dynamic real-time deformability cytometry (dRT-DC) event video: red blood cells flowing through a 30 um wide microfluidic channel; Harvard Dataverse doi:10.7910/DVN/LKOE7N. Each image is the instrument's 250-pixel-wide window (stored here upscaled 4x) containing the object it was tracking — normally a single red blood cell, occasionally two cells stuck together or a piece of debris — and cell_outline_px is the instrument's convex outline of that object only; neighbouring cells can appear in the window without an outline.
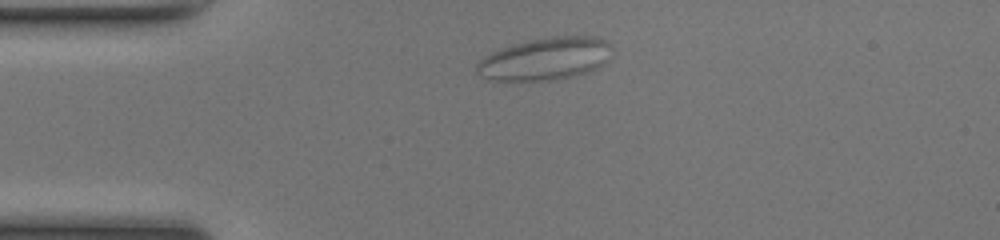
{"species": "common noctule bat (a hibernating species)", "species_latin": "Nyctalus noctula", "temperature_condition": "room temperature", "stored_images_in_passage": 42, "camera_frame_rate_fps": 3000, "um_per_image_px": 0.085, "animal": {"sex": "female", "body_mass_g": 17.0, "forearm_length_mm": 48.0}, "frame": {"image": 1, "passage_image": 1, "time_ms": 0.0, "image_size_px": [1000, 240], "cell_outline_px": [[612, 48], [600, 64], [596, 68], [588, 72], [576, 76], [556, 80], [488, 80], [480, 76], [476, 72], [476, 64], [480, 60], [492, 52], [516, 44], [532, 40], [556, 36], [592, 36], [604, 40]], "centroid_in_image_um": [46.3, 5.02], "position_along_channel_um": 38.7, "area_um2": 32.83}}
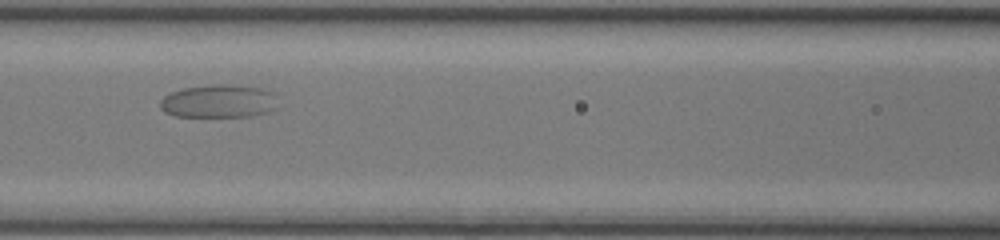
{"frame": {"image": 2, "passage_image": 12, "time_ms": 3.667, "image_size_px": [1000, 240], "cell_outline_px": [[276, 108], [268, 112], [248, 116], [176, 116], [164, 112], [160, 108], [160, 100], [164, 96], [172, 92], [184, 88], [212, 84], [232, 84], [264, 88], [272, 92]], "centroid_in_image_um": [18.57, 8.59], "position_along_channel_um": 148.0, "area_um2": 22.66}}
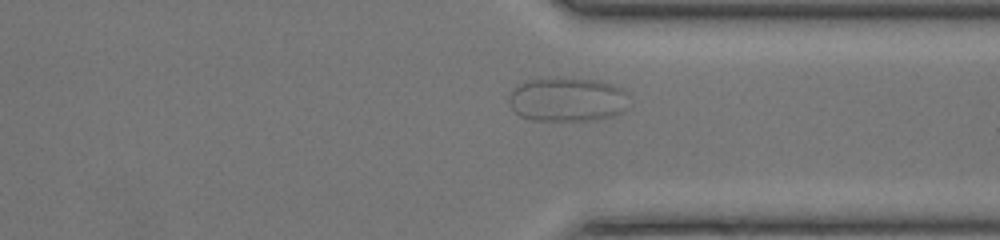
{"frame": {"image": 3, "passage_image": 29, "time_ms": 9.333, "image_size_px": [1000, 240], "cell_outline_px": [[624, 108], [620, 112], [612, 116], [596, 120], [532, 120], [520, 116], [512, 108], [508, 100], [508, 96], [520, 84], [532, 80], [596, 80], [612, 84], [624, 88]], "centroid_in_image_um": [48.2, 8.5], "position_along_channel_um": 363.2, "area_um2": 29.77}}